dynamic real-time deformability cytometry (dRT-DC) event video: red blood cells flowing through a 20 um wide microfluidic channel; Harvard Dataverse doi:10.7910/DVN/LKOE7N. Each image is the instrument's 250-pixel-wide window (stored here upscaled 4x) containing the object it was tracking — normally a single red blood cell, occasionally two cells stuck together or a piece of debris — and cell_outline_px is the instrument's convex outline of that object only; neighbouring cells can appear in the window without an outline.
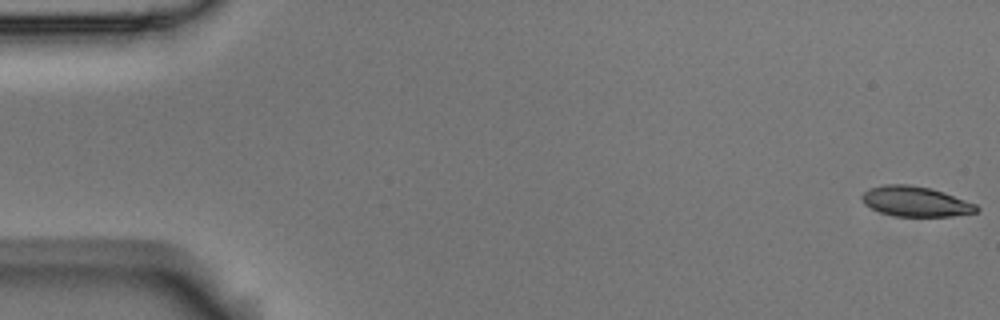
{"species": "Egyptian fruit bat (a non-hibernating species)", "species_latin": "Rousettus aegyptiacus", "temperature_condition": "room temperature", "stored_images_in_passage": 56, "camera_frame_rate_fps": 3000, "um_per_image_px": 0.085, "animal": {"sex": "male"}, "frame": {"image": 1, "passage_image": 1, "time_ms": 0.0, "image_size_px": [1000, 320], "cell_outline_px": [[980, 208], [976, 212], [948, 216], [892, 216], [880, 212], [864, 204], [860, 196], [868, 188], [884, 184], [908, 184], [932, 188], [944, 192], [976, 204]], "centroid_in_image_um": [77.79, 17.11], "position_along_channel_um": 7.2, "area_um2": 20.17}}
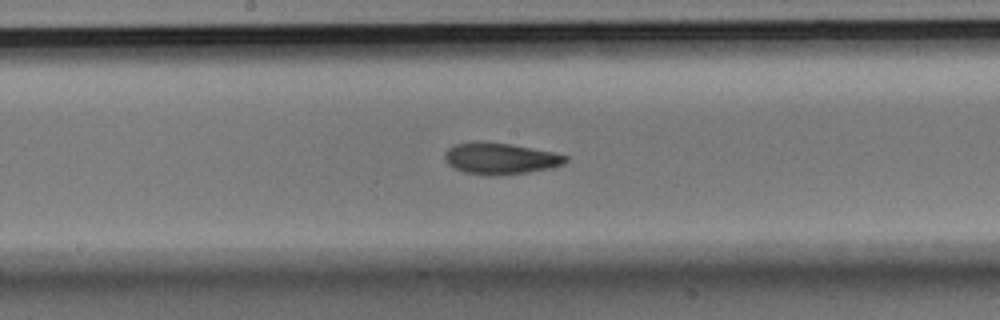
{"frame": {"image": 2, "passage_image": 29, "time_ms": 9.333, "image_size_px": [1000, 320], "cell_outline_px": [[568, 160], [564, 164], [552, 168], [528, 172], [492, 176], [488, 176], [464, 172], [448, 164], [444, 156], [444, 152], [448, 148], [456, 144], [508, 144], [532, 148], [552, 152], [568, 156]], "centroid_in_image_um": [42.58, 13.52], "position_along_channel_um": 205.6, "area_um2": 21.44}}
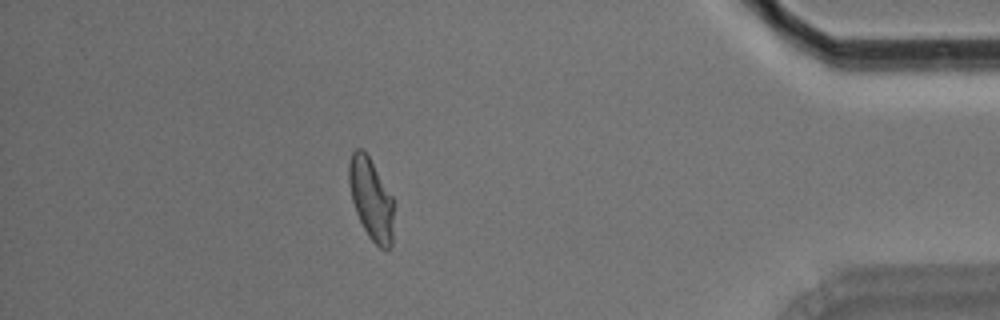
{"frame": {"image": 3, "passage_image": 49, "time_ms": 16.0, "image_size_px": [1000, 320], "cell_outline_px": [[392, 244], [388, 248], [380, 248], [368, 236], [356, 212], [352, 200], [348, 180], [348, 164], [352, 152], [356, 148], [364, 148], [392, 196]], "centroid_in_image_um": [31.51, 16.86], "position_along_channel_um": 403.7, "area_um2": 21.04}, "authors_computed_cell_mechanics": {"area_um2": 21.5016, "velocity_mm_per_s": 3.6317, "shape_relaxation_time_tau1_ms": null, "shape_relaxation_time_tau2_ms": 2.3925, "deformation_change_tau1": null, "deformation_change_tau2": 0.0858}}